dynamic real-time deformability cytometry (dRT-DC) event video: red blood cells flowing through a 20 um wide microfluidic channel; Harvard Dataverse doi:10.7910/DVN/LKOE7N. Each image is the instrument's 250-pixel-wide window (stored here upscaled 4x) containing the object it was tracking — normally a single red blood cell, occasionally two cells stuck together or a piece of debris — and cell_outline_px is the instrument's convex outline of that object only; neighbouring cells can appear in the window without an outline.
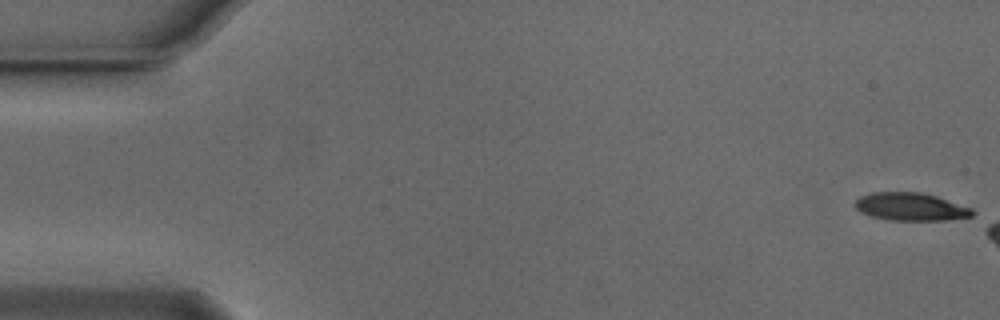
{"species": "Egyptian fruit bat (a non-hibernating species)", "species_latin": "Rousettus aegyptiacus", "temperature_condition": "cold", "stored_images_in_passage": 7, "camera_frame_rate_fps": 3000, "um_per_image_px": 0.085, "animal": {"sex": "male"}, "frame": {"image": 1, "passage_image": 1, "time_ms": 0.0, "image_size_px": [1000, 320], "cell_outline_px": [[976, 212], [972, 216], [944, 220], [888, 220], [872, 216], [860, 212], [852, 204], [860, 196], [872, 192], [920, 192], [936, 196], [972, 208]], "centroid_in_image_um": [77.38, 17.57], "position_along_channel_um": 7.6, "area_um2": 19.07}}